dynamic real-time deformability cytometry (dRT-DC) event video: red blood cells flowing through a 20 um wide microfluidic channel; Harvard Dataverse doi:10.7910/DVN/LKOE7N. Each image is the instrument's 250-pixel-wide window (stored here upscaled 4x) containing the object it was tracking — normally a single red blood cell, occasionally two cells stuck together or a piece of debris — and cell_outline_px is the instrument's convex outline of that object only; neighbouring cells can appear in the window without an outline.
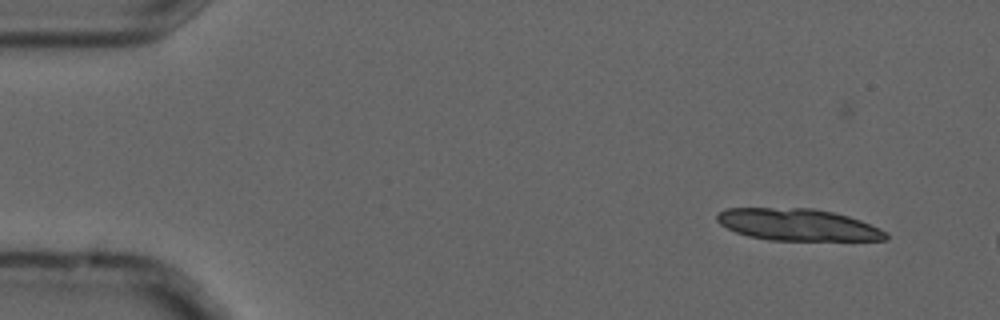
{"species": "common noctule bat (a hibernating species)", "species_latin": "Nyctalus noctula", "temperature_condition": "cold", "stored_images_in_passage": 4, "camera_frame_rate_fps": 3000, "um_per_image_px": 0.085, "animal": {"sex": "male", "forearm_length_mm": 52.5}, "frame": {"image": 1, "passage_image": 2, "time_ms": 0.333, "image_size_px": [1000, 320], "cell_outline_px": [[888, 240], [768, 240], [748, 236], [736, 232], [720, 224], [716, 220], [716, 216], [724, 208], [812, 208], [832, 212], [848, 216], [860, 220], [880, 228], [888, 232]], "centroid_in_image_um": [67.82, 19.1], "position_along_channel_um": 17.2, "area_um2": 31.39}}